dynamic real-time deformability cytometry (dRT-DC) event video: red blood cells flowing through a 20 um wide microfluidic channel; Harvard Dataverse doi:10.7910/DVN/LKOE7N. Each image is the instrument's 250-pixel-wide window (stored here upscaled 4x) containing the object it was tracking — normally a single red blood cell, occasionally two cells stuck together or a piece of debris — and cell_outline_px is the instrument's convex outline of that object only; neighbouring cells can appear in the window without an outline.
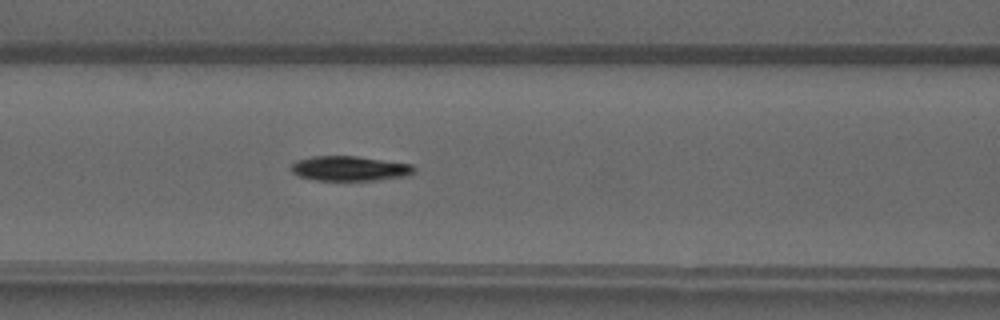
{"species": "common noctule bat (a hibernating species)", "species_latin": "Nyctalus noctula", "temperature_condition": "warm", "stored_images_in_passage": 50, "camera_frame_rate_fps": 3000, "um_per_image_px": 0.085, "animal": {"sex": "male", "forearm_length_mm": 52.5}, "frame": {"image": 1, "passage_image": 21, "time_ms": 6.667, "image_size_px": [1000, 320], "cell_outline_px": [[416, 168], [412, 172], [404, 176], [372, 180], [316, 180], [300, 176], [292, 172], [292, 164], [296, 160], [312, 156], [356, 156], [412, 164]], "centroid_in_image_um": [29.7, 14.31], "position_along_channel_um": 136.9, "area_um2": 17.51}}
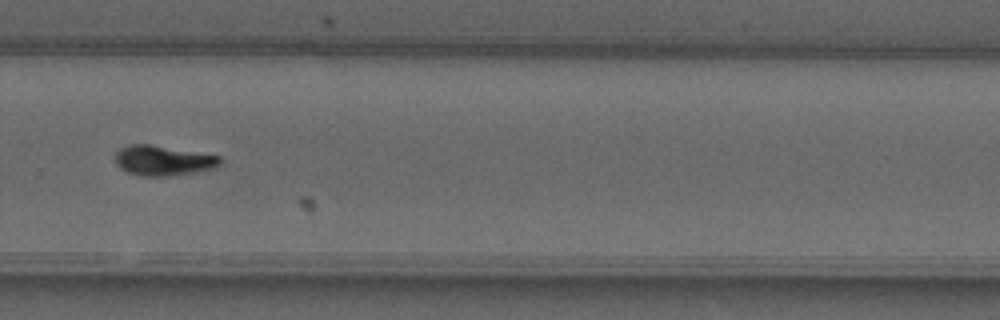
{"frame": {"image": 2, "passage_image": 34, "time_ms": 11.0, "image_size_px": [1000, 320], "cell_outline_px": [[224, 160], [216, 168], [196, 172], [168, 176], [140, 176], [128, 172], [120, 168], [116, 164], [116, 152], [120, 148], [128, 144], [152, 144], [220, 156]], "centroid_in_image_um": [13.89, 13.64], "position_along_channel_um": 315.9, "area_um2": 18.55}}
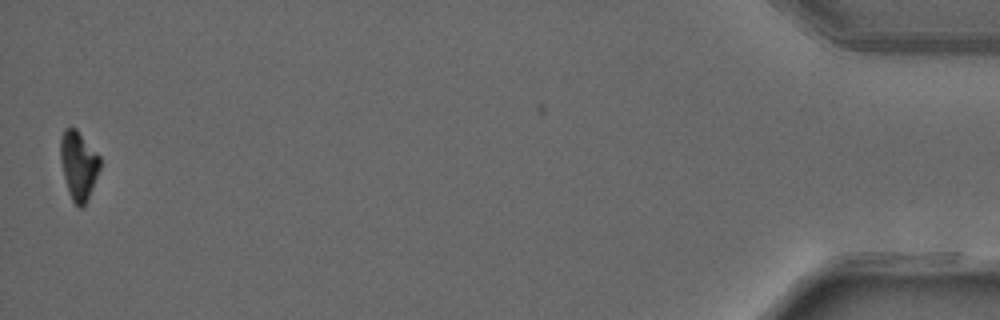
{"frame": {"image": 3, "passage_image": 49, "time_ms": 16.0, "image_size_px": [1000, 320], "cell_outline_px": [[100, 168], [88, 196], [84, 204], [80, 208], [72, 200], [68, 192], [60, 160], [60, 136], [64, 128], [76, 128], [100, 156]], "centroid_in_image_um": [6.65, 14.0], "position_along_channel_um": 428.5, "area_um2": 15.61}, "authors_computed_cell_mechanics": {"area_um2": 16.7331, "velocity_mm_per_s": 4.1507, "shape_relaxation_time_tau1_ms": 4.6106, "shape_relaxation_time_tau2_ms": 3.573, "deformation_change_tau1": 0.2188, "deformation_change_tau2": 0.0563}}